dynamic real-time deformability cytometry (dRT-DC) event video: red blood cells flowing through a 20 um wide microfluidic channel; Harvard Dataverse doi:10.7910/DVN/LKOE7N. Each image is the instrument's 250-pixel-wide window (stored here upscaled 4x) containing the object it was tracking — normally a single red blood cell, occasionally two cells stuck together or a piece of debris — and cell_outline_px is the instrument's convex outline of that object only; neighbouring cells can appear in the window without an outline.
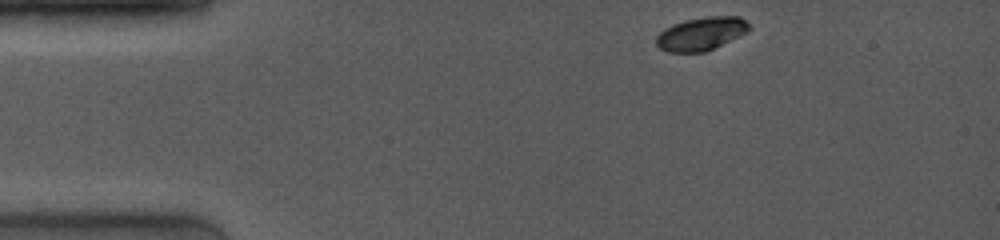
{"species": "common noctule bat (a hibernating species)", "species_latin": "Nyctalus noctula", "temperature_condition": "room temperature", "stored_images_in_passage": 54, "camera_frame_rate_fps": 4000, "um_per_image_px": 0.085, "animal": {"sex": "female", "body_mass_g": 19.0, "forearm_length_mm": 53.3}, "frame": {"image": 1, "passage_image": 1, "time_ms": 0.0, "image_size_px": [1000, 240], "cell_outline_px": [[752, 28], [748, 32], [740, 36], [704, 52], [668, 52], [660, 48], [656, 44], [656, 36], [664, 28], [672, 24], [684, 20], [708, 16], [740, 16]], "centroid_in_image_um": [59.6, 2.86], "position_along_channel_um": 25.4, "area_um2": 18.03}}
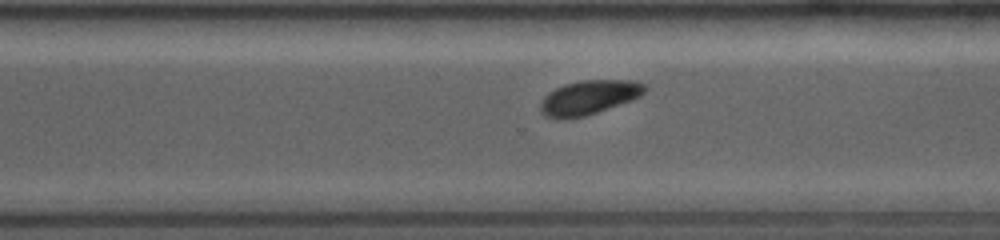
{"frame": {"image": 2, "passage_image": 36, "time_ms": 9.0, "image_size_px": [1000, 240], "cell_outline_px": [[648, 88], [640, 96], [632, 100], [584, 116], [568, 120], [552, 120], [544, 116], [540, 112], [540, 104], [544, 96], [556, 88], [564, 84], [580, 80], [632, 80], [644, 84]], "centroid_in_image_um": [50.01, 8.3], "position_along_channel_um": 320.6, "area_um2": 21.1}}
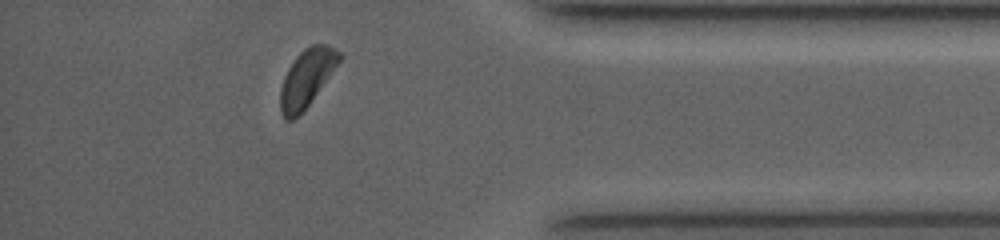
{"frame": {"image": 3, "passage_image": 48, "time_ms": 11.5, "image_size_px": [1000, 240], "cell_outline_px": [[344, 56], [308, 104], [292, 120], [284, 120], [280, 112], [280, 88], [284, 76], [288, 68], [296, 56], [304, 48], [312, 44], [328, 44], [336, 48]], "centroid_in_image_um": [26.07, 6.59], "position_along_channel_um": 409.1, "area_um2": 19.59}, "authors_computed_cell_mechanics": {"area_um2": 20.5768, "velocity_mm_per_s": 4.0511, "shape_relaxation_time_tau1_ms": 2.0721, "shape_relaxation_time_tau2_ms": null, "deformation_change_tau1": 0.0759, "deformation_change_tau2": null}}